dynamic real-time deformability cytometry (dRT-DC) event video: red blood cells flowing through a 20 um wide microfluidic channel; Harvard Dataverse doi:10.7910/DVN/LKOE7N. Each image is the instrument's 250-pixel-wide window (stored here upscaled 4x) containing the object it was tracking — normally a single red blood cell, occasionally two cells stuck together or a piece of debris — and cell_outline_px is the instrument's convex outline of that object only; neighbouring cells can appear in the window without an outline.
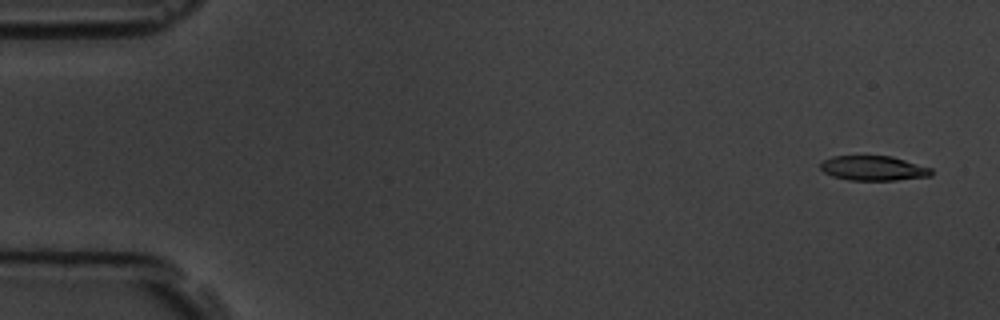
{"species": "common noctule bat (a hibernating species)", "species_latin": "Nyctalus noctula", "temperature_condition": "room temperature", "stored_images_in_passage": 5, "camera_frame_rate_fps": 3000, "um_per_image_px": 0.085, "animal": {"sex": "male", "body_mass_g": 19.5, "forearm_length_mm": 54.6}, "frame": {"image": 1, "passage_image": 1, "time_ms": 0.0, "image_size_px": [1000, 320], "cell_outline_px": [[932, 176], [896, 180], [848, 180], [832, 176], [824, 172], [820, 168], [820, 164], [824, 160], [832, 156], [892, 156], [932, 168]], "centroid_in_image_um": [74.25, 14.3], "position_along_channel_um": 10.8, "area_um2": 16.01}}
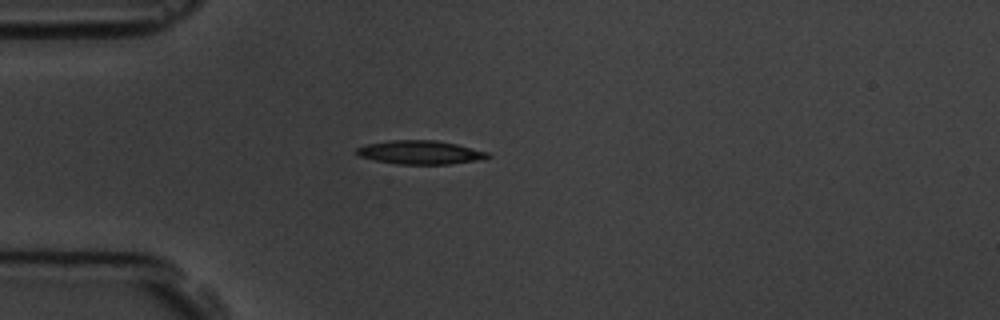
{"frame": {"image": 2, "passage_image": 5, "time_ms": 4.333, "image_size_px": [1000, 320], "cell_outline_px": [[492, 156], [484, 160], [448, 164], [396, 164], [376, 160], [360, 156], [356, 152], [356, 148], [364, 144], [388, 140], [436, 140], [456, 144], [488, 152]], "centroid_in_image_um": [35.74, 12.95], "position_along_channel_um": 49.3, "area_um2": 18.21}}